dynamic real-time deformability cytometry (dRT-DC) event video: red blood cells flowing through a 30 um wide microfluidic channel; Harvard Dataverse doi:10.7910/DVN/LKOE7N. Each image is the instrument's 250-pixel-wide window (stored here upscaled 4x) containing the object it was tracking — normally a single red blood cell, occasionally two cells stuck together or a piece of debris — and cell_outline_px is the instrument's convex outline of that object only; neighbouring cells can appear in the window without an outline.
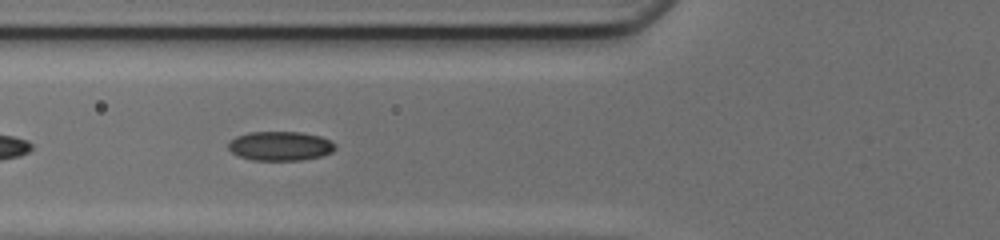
{"species": "common noctule bat (a hibernating species)", "species_latin": "Nyctalus noctula", "temperature_condition": "cold", "stored_images_in_passage": 35, "segment_of_instrument_passage": [2, 2], "camera_frame_rate_fps": 3000, "um_per_image_px": 0.085, "animal": {"sex": "female", "body_mass_g": 17.0, "forearm_length_mm": 48.0}, "frame": {"image": 1, "passage_image": 19, "time_ms": 6.0, "image_size_px": [1000, 240], "cell_outline_px": [[336, 148], [332, 152], [320, 156], [304, 160], [252, 160], [240, 156], [232, 152], [228, 148], [228, 144], [236, 136], [248, 132], [300, 132], [320, 136], [336, 144]], "centroid_in_image_um": [23.83, 12.41], "position_along_channel_um": 102.0, "area_um2": 18.15}}
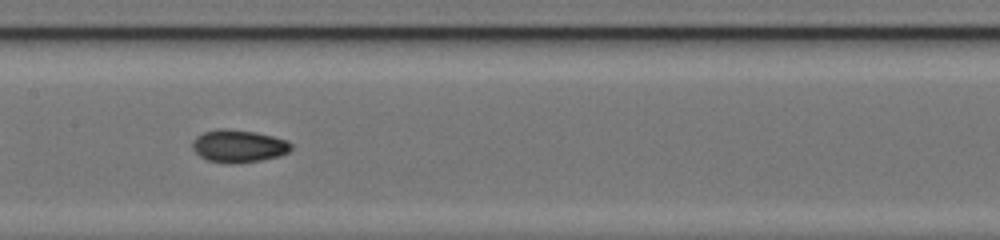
{"frame": {"image": 2, "passage_image": 25, "time_ms": 8.0, "image_size_px": [1000, 240], "cell_outline_px": [[292, 148], [288, 152], [280, 156], [260, 160], [208, 160], [200, 156], [192, 148], [192, 140], [196, 136], [204, 132], [216, 128], [228, 128], [256, 132], [288, 140], [292, 144]], "centroid_in_image_um": [20.29, 12.34], "position_along_channel_um": 187.1, "area_um2": 18.15}}